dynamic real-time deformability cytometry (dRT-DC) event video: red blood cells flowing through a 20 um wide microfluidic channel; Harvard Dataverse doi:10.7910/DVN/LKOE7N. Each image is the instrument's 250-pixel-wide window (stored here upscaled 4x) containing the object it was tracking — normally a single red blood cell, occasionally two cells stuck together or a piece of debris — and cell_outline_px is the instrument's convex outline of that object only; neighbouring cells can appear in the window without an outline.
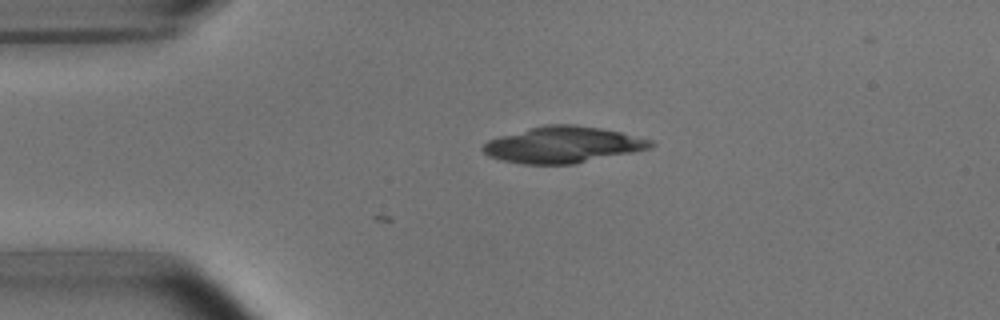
{"species": "common noctule bat (a hibernating species)", "species_latin": "Nyctalus noctula", "temperature_condition": "room temperature", "stored_images_in_passage": 3, "camera_frame_rate_fps": 3000, "um_per_image_px": 0.085, "animal": {"sex": "male", "body_mass_g": 15.6}, "frame": {"image": 1, "passage_image": 2, "time_ms": 1.333, "image_size_px": [1000, 320], "cell_outline_px": [[656, 144], [652, 148], [572, 164], [524, 164], [500, 160], [488, 156], [480, 148], [488, 140], [500, 136], [548, 124], [572, 124], [600, 128], [620, 132], [652, 140]], "centroid_in_image_um": [47.84, 12.31], "position_along_channel_um": 37.2, "area_um2": 35.14}}